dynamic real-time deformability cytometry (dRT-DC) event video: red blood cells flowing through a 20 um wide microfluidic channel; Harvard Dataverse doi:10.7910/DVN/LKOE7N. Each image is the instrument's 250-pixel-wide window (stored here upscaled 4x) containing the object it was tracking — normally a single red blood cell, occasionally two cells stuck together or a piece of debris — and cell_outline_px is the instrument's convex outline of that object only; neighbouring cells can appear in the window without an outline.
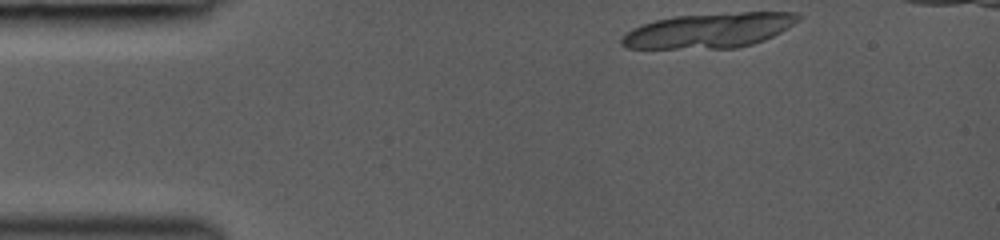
{"species": "common noctule bat (a hibernating species)", "species_latin": "Nyctalus noctula", "temperature_condition": "room temperature", "stored_images_in_passage": 10, "camera_frame_rate_fps": 3000, "um_per_image_px": 0.085, "animal": {"sex": "female", "body_mass_g": 19.0, "forearm_length_mm": 53.3}, "frame": {"image": 1, "passage_image": 1, "time_ms": 0.0, "image_size_px": [1000, 240], "cell_outline_px": [[804, 16], [800, 20], [788, 28], [764, 40], [752, 44], [736, 48], [624, 48], [620, 44], [620, 40], [632, 28], [656, 20], [672, 16], [740, 12], [796, 12]], "centroid_in_image_um": [60.32, 2.58], "position_along_channel_um": 24.7, "area_um2": 35.89}}